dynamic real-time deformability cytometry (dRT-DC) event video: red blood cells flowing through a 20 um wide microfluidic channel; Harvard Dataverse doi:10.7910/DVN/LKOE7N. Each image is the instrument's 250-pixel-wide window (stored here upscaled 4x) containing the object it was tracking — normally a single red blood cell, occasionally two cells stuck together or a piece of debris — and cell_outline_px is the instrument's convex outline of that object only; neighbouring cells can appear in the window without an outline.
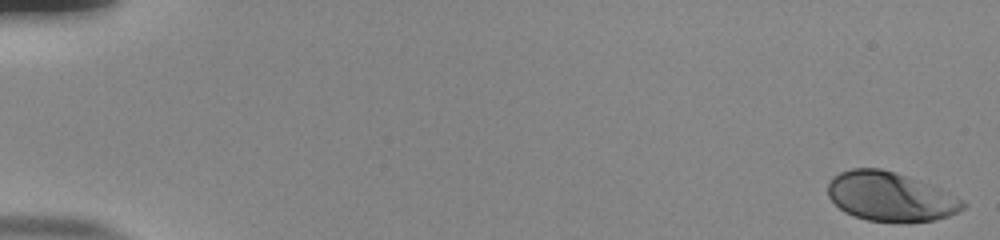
{"species": "human", "species_latin": "Homo sapiens", "temperature_condition": "room temperature", "stored_images_in_passage": 54, "camera_frame_rate_fps": 3000, "um_per_image_px": 0.085, "donor": {"sex": "male"}, "frame": {"image": 1, "passage_image": 1, "time_ms": 0.0, "image_size_px": [1000, 240], "cell_outline_px": [[968, 204], [964, 208], [948, 216], [936, 220], [908, 224], [868, 220], [844, 212], [828, 196], [828, 184], [840, 172], [852, 168], [880, 168], [896, 172], [920, 180]], "centroid_in_image_um": [75.67, 16.74], "position_along_channel_um": 9.3, "area_um2": 38.55}}
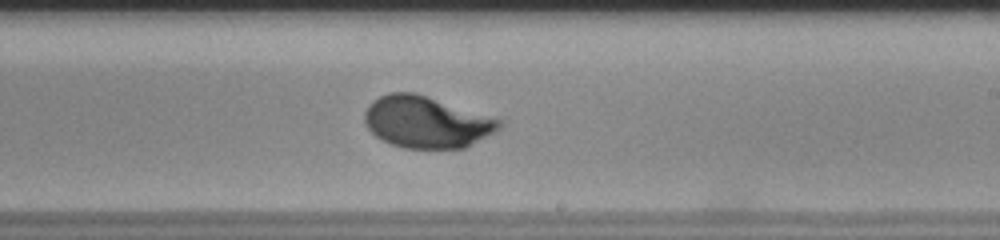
{"frame": {"image": 2, "passage_image": 34, "time_ms": 11.0, "image_size_px": [1000, 240], "cell_outline_px": [[504, 124], [496, 132], [464, 148], [404, 148], [392, 144], [376, 136], [364, 124], [364, 112], [368, 104], [380, 96], [388, 92], [416, 92], [504, 120]], "centroid_in_image_um": [36.27, 10.36], "position_along_channel_um": 252.7, "area_um2": 40.81}}
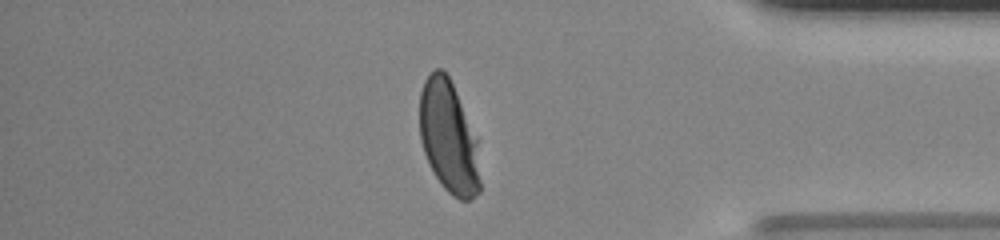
{"frame": {"image": 3, "passage_image": 47, "time_ms": 15.333, "image_size_px": [1000, 240], "cell_outline_px": [[480, 192], [472, 200], [460, 200], [452, 196], [444, 188], [436, 176], [424, 152], [420, 140], [420, 92], [424, 80], [436, 68], [444, 68], [456, 92], [476, 140], [480, 180]], "centroid_in_image_um": [38.12, 11.68], "position_along_channel_um": 397.1, "area_um2": 39.02}, "authors_computed_cell_mechanics": {"area_um2": 39.9398, "velocity_mm_per_s": 3.825, "shape_relaxation_time_tau1_ms": 2.7465, "shape_relaxation_time_tau2_ms": null, "deformation_change_tau1": 0.1616, "deformation_change_tau2": null}}